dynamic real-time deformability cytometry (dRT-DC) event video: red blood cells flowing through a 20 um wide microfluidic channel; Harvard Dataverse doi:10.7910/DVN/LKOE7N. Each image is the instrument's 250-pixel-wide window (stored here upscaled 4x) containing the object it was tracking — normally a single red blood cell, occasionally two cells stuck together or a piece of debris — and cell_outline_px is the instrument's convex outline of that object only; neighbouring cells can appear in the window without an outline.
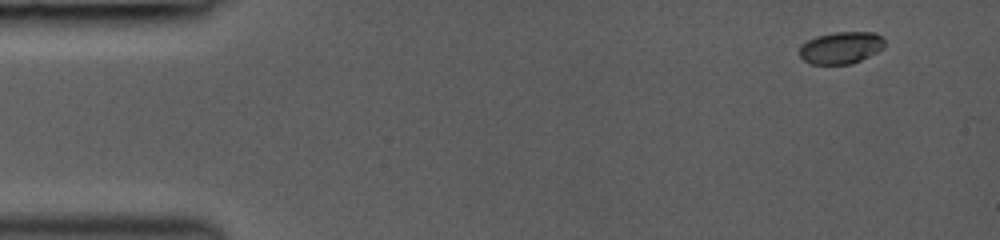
{"species": "common noctule bat (a hibernating species)", "species_latin": "Nyctalus noctula", "temperature_condition": "room temperature", "stored_images_in_passage": 7, "camera_frame_rate_fps": 3000, "um_per_image_px": 0.085, "animal": {"sex": "female", "body_mass_g": 19.0, "forearm_length_mm": 53.3}, "frame": {"image": 1, "passage_image": 1, "time_ms": 0.0, "image_size_px": [1000, 240], "cell_outline_px": [[884, 48], [852, 64], [808, 64], [800, 56], [800, 44], [816, 36], [836, 32], [872, 32], [880, 36], [884, 40]], "centroid_in_image_um": [71.45, 4.06], "position_along_channel_um": 13.5, "area_um2": 15.84}}
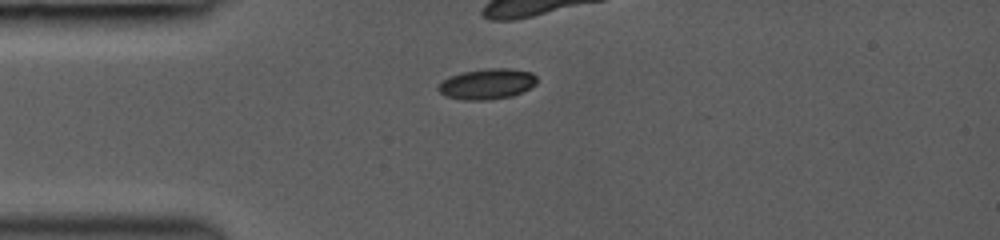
{"frame": {"image": 2, "passage_image": 4, "time_ms": 3.0, "image_size_px": [1000, 240], "cell_outline_px": [[536, 84], [512, 96], [488, 100], [464, 100], [444, 96], [436, 88], [448, 76], [464, 72], [488, 68], [508, 68], [532, 72], [536, 76]], "centroid_in_image_um": [41.38, 7.14], "position_along_channel_um": 43.6, "area_um2": 17.51}}